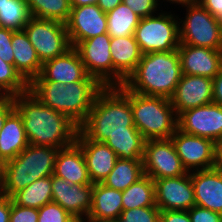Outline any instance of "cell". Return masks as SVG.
<instances>
[{
  "label": "cell",
  "mask_w": 222,
  "mask_h": 222,
  "mask_svg": "<svg viewBox=\"0 0 222 222\" xmlns=\"http://www.w3.org/2000/svg\"><path fill=\"white\" fill-rule=\"evenodd\" d=\"M29 144L64 148L76 141L79 127L67 116L42 104L29 91L13 97Z\"/></svg>",
  "instance_id": "1"
},
{
  "label": "cell",
  "mask_w": 222,
  "mask_h": 222,
  "mask_svg": "<svg viewBox=\"0 0 222 222\" xmlns=\"http://www.w3.org/2000/svg\"><path fill=\"white\" fill-rule=\"evenodd\" d=\"M79 130L97 142H105L112 134L140 133L133 122L131 91L124 85L104 86Z\"/></svg>",
  "instance_id": "2"
},
{
  "label": "cell",
  "mask_w": 222,
  "mask_h": 222,
  "mask_svg": "<svg viewBox=\"0 0 222 222\" xmlns=\"http://www.w3.org/2000/svg\"><path fill=\"white\" fill-rule=\"evenodd\" d=\"M104 86L93 76L86 81L62 84L54 81H31L29 92L42 104L61 112L80 127L98 92Z\"/></svg>",
  "instance_id": "3"
},
{
  "label": "cell",
  "mask_w": 222,
  "mask_h": 222,
  "mask_svg": "<svg viewBox=\"0 0 222 222\" xmlns=\"http://www.w3.org/2000/svg\"><path fill=\"white\" fill-rule=\"evenodd\" d=\"M182 75L178 50L152 52L142 55L123 85L141 95L171 99Z\"/></svg>",
  "instance_id": "4"
},
{
  "label": "cell",
  "mask_w": 222,
  "mask_h": 222,
  "mask_svg": "<svg viewBox=\"0 0 222 222\" xmlns=\"http://www.w3.org/2000/svg\"><path fill=\"white\" fill-rule=\"evenodd\" d=\"M59 148L29 144L2 165L0 194L12 197L34 181L51 176Z\"/></svg>",
  "instance_id": "5"
},
{
  "label": "cell",
  "mask_w": 222,
  "mask_h": 222,
  "mask_svg": "<svg viewBox=\"0 0 222 222\" xmlns=\"http://www.w3.org/2000/svg\"><path fill=\"white\" fill-rule=\"evenodd\" d=\"M133 122L145 140L170 139L178 129V116L171 100L131 91Z\"/></svg>",
  "instance_id": "6"
},
{
  "label": "cell",
  "mask_w": 222,
  "mask_h": 222,
  "mask_svg": "<svg viewBox=\"0 0 222 222\" xmlns=\"http://www.w3.org/2000/svg\"><path fill=\"white\" fill-rule=\"evenodd\" d=\"M178 18L165 11L141 18L134 37L142 54L177 50L180 44Z\"/></svg>",
  "instance_id": "7"
},
{
  "label": "cell",
  "mask_w": 222,
  "mask_h": 222,
  "mask_svg": "<svg viewBox=\"0 0 222 222\" xmlns=\"http://www.w3.org/2000/svg\"><path fill=\"white\" fill-rule=\"evenodd\" d=\"M185 8V19L179 18L180 43L222 50V33L217 17L199 2L185 6Z\"/></svg>",
  "instance_id": "8"
},
{
  "label": "cell",
  "mask_w": 222,
  "mask_h": 222,
  "mask_svg": "<svg viewBox=\"0 0 222 222\" xmlns=\"http://www.w3.org/2000/svg\"><path fill=\"white\" fill-rule=\"evenodd\" d=\"M23 30L42 64L72 48L63 22L30 17Z\"/></svg>",
  "instance_id": "9"
},
{
  "label": "cell",
  "mask_w": 222,
  "mask_h": 222,
  "mask_svg": "<svg viewBox=\"0 0 222 222\" xmlns=\"http://www.w3.org/2000/svg\"><path fill=\"white\" fill-rule=\"evenodd\" d=\"M143 170L152 179L178 177L188 173L171 139L145 141Z\"/></svg>",
  "instance_id": "10"
},
{
  "label": "cell",
  "mask_w": 222,
  "mask_h": 222,
  "mask_svg": "<svg viewBox=\"0 0 222 222\" xmlns=\"http://www.w3.org/2000/svg\"><path fill=\"white\" fill-rule=\"evenodd\" d=\"M111 37L108 33L79 42L78 51L87 73L103 86H113V62L110 54Z\"/></svg>",
  "instance_id": "11"
},
{
  "label": "cell",
  "mask_w": 222,
  "mask_h": 222,
  "mask_svg": "<svg viewBox=\"0 0 222 222\" xmlns=\"http://www.w3.org/2000/svg\"><path fill=\"white\" fill-rule=\"evenodd\" d=\"M178 129L217 142L222 138V106L212 102L182 112L178 116Z\"/></svg>",
  "instance_id": "12"
},
{
  "label": "cell",
  "mask_w": 222,
  "mask_h": 222,
  "mask_svg": "<svg viewBox=\"0 0 222 222\" xmlns=\"http://www.w3.org/2000/svg\"><path fill=\"white\" fill-rule=\"evenodd\" d=\"M188 172L214 167L215 143L204 137L190 135L177 129L170 138Z\"/></svg>",
  "instance_id": "13"
},
{
  "label": "cell",
  "mask_w": 222,
  "mask_h": 222,
  "mask_svg": "<svg viewBox=\"0 0 222 222\" xmlns=\"http://www.w3.org/2000/svg\"><path fill=\"white\" fill-rule=\"evenodd\" d=\"M153 180L155 182V205L160 211H188L195 205L190 172L178 177Z\"/></svg>",
  "instance_id": "14"
},
{
  "label": "cell",
  "mask_w": 222,
  "mask_h": 222,
  "mask_svg": "<svg viewBox=\"0 0 222 222\" xmlns=\"http://www.w3.org/2000/svg\"><path fill=\"white\" fill-rule=\"evenodd\" d=\"M51 189L52 202L59 204L78 222L86 221L92 206L93 184H70L52 174Z\"/></svg>",
  "instance_id": "15"
},
{
  "label": "cell",
  "mask_w": 222,
  "mask_h": 222,
  "mask_svg": "<svg viewBox=\"0 0 222 222\" xmlns=\"http://www.w3.org/2000/svg\"><path fill=\"white\" fill-rule=\"evenodd\" d=\"M65 24L72 47L83 40L107 33L106 13L95 4L72 7Z\"/></svg>",
  "instance_id": "16"
},
{
  "label": "cell",
  "mask_w": 222,
  "mask_h": 222,
  "mask_svg": "<svg viewBox=\"0 0 222 222\" xmlns=\"http://www.w3.org/2000/svg\"><path fill=\"white\" fill-rule=\"evenodd\" d=\"M177 116L182 112L213 102V81L209 77L183 74L171 97Z\"/></svg>",
  "instance_id": "17"
},
{
  "label": "cell",
  "mask_w": 222,
  "mask_h": 222,
  "mask_svg": "<svg viewBox=\"0 0 222 222\" xmlns=\"http://www.w3.org/2000/svg\"><path fill=\"white\" fill-rule=\"evenodd\" d=\"M182 74L213 79L222 69V50L179 44Z\"/></svg>",
  "instance_id": "18"
},
{
  "label": "cell",
  "mask_w": 222,
  "mask_h": 222,
  "mask_svg": "<svg viewBox=\"0 0 222 222\" xmlns=\"http://www.w3.org/2000/svg\"><path fill=\"white\" fill-rule=\"evenodd\" d=\"M89 77L78 51L72 47L63 55L43 63L39 76L32 81H54L68 84L86 81Z\"/></svg>",
  "instance_id": "19"
},
{
  "label": "cell",
  "mask_w": 222,
  "mask_h": 222,
  "mask_svg": "<svg viewBox=\"0 0 222 222\" xmlns=\"http://www.w3.org/2000/svg\"><path fill=\"white\" fill-rule=\"evenodd\" d=\"M75 142L84 154L92 183H102L119 158L104 142L90 140L80 130H78Z\"/></svg>",
  "instance_id": "20"
},
{
  "label": "cell",
  "mask_w": 222,
  "mask_h": 222,
  "mask_svg": "<svg viewBox=\"0 0 222 222\" xmlns=\"http://www.w3.org/2000/svg\"><path fill=\"white\" fill-rule=\"evenodd\" d=\"M110 54L113 62V86L123 85L143 55L134 35L111 38Z\"/></svg>",
  "instance_id": "21"
},
{
  "label": "cell",
  "mask_w": 222,
  "mask_h": 222,
  "mask_svg": "<svg viewBox=\"0 0 222 222\" xmlns=\"http://www.w3.org/2000/svg\"><path fill=\"white\" fill-rule=\"evenodd\" d=\"M195 205L222 214V171L215 168L190 172Z\"/></svg>",
  "instance_id": "22"
},
{
  "label": "cell",
  "mask_w": 222,
  "mask_h": 222,
  "mask_svg": "<svg viewBox=\"0 0 222 222\" xmlns=\"http://www.w3.org/2000/svg\"><path fill=\"white\" fill-rule=\"evenodd\" d=\"M53 174L70 184H93L87 170L84 154L76 142L59 149Z\"/></svg>",
  "instance_id": "23"
},
{
  "label": "cell",
  "mask_w": 222,
  "mask_h": 222,
  "mask_svg": "<svg viewBox=\"0 0 222 222\" xmlns=\"http://www.w3.org/2000/svg\"><path fill=\"white\" fill-rule=\"evenodd\" d=\"M122 192L93 183L92 206L85 222H103L107 219H118L122 212Z\"/></svg>",
  "instance_id": "24"
},
{
  "label": "cell",
  "mask_w": 222,
  "mask_h": 222,
  "mask_svg": "<svg viewBox=\"0 0 222 222\" xmlns=\"http://www.w3.org/2000/svg\"><path fill=\"white\" fill-rule=\"evenodd\" d=\"M29 141L24 130L21 115L14 109L6 118L0 131V162L14 159L27 146Z\"/></svg>",
  "instance_id": "25"
},
{
  "label": "cell",
  "mask_w": 222,
  "mask_h": 222,
  "mask_svg": "<svg viewBox=\"0 0 222 222\" xmlns=\"http://www.w3.org/2000/svg\"><path fill=\"white\" fill-rule=\"evenodd\" d=\"M11 45L13 48L14 66L21 76L30 83L39 76L42 68V63L36 50L30 43L24 30L13 33Z\"/></svg>",
  "instance_id": "26"
},
{
  "label": "cell",
  "mask_w": 222,
  "mask_h": 222,
  "mask_svg": "<svg viewBox=\"0 0 222 222\" xmlns=\"http://www.w3.org/2000/svg\"><path fill=\"white\" fill-rule=\"evenodd\" d=\"M143 175V160L118 159L102 184L122 192Z\"/></svg>",
  "instance_id": "27"
},
{
  "label": "cell",
  "mask_w": 222,
  "mask_h": 222,
  "mask_svg": "<svg viewBox=\"0 0 222 222\" xmlns=\"http://www.w3.org/2000/svg\"><path fill=\"white\" fill-rule=\"evenodd\" d=\"M155 205V182L148 175H143L136 182L122 191L123 210Z\"/></svg>",
  "instance_id": "28"
},
{
  "label": "cell",
  "mask_w": 222,
  "mask_h": 222,
  "mask_svg": "<svg viewBox=\"0 0 222 222\" xmlns=\"http://www.w3.org/2000/svg\"><path fill=\"white\" fill-rule=\"evenodd\" d=\"M107 33L111 38L134 35L141 17L130 7L120 3L106 13Z\"/></svg>",
  "instance_id": "29"
},
{
  "label": "cell",
  "mask_w": 222,
  "mask_h": 222,
  "mask_svg": "<svg viewBox=\"0 0 222 222\" xmlns=\"http://www.w3.org/2000/svg\"><path fill=\"white\" fill-rule=\"evenodd\" d=\"M11 199L16 205L36 209L52 202L51 176L34 181L26 188L15 193Z\"/></svg>",
  "instance_id": "30"
},
{
  "label": "cell",
  "mask_w": 222,
  "mask_h": 222,
  "mask_svg": "<svg viewBox=\"0 0 222 222\" xmlns=\"http://www.w3.org/2000/svg\"><path fill=\"white\" fill-rule=\"evenodd\" d=\"M145 139L141 133L112 134L104 142L119 159L143 160Z\"/></svg>",
  "instance_id": "31"
},
{
  "label": "cell",
  "mask_w": 222,
  "mask_h": 222,
  "mask_svg": "<svg viewBox=\"0 0 222 222\" xmlns=\"http://www.w3.org/2000/svg\"><path fill=\"white\" fill-rule=\"evenodd\" d=\"M31 17L66 23L72 9L71 0H25Z\"/></svg>",
  "instance_id": "32"
},
{
  "label": "cell",
  "mask_w": 222,
  "mask_h": 222,
  "mask_svg": "<svg viewBox=\"0 0 222 222\" xmlns=\"http://www.w3.org/2000/svg\"><path fill=\"white\" fill-rule=\"evenodd\" d=\"M30 17L25 0H7L0 8V27L20 31Z\"/></svg>",
  "instance_id": "33"
},
{
  "label": "cell",
  "mask_w": 222,
  "mask_h": 222,
  "mask_svg": "<svg viewBox=\"0 0 222 222\" xmlns=\"http://www.w3.org/2000/svg\"><path fill=\"white\" fill-rule=\"evenodd\" d=\"M29 91V83L15 66L0 58V97H14Z\"/></svg>",
  "instance_id": "34"
},
{
  "label": "cell",
  "mask_w": 222,
  "mask_h": 222,
  "mask_svg": "<svg viewBox=\"0 0 222 222\" xmlns=\"http://www.w3.org/2000/svg\"><path fill=\"white\" fill-rule=\"evenodd\" d=\"M160 212L157 206L122 210L119 219L121 222H157Z\"/></svg>",
  "instance_id": "35"
},
{
  "label": "cell",
  "mask_w": 222,
  "mask_h": 222,
  "mask_svg": "<svg viewBox=\"0 0 222 222\" xmlns=\"http://www.w3.org/2000/svg\"><path fill=\"white\" fill-rule=\"evenodd\" d=\"M38 222H78L65 209L50 202L38 209Z\"/></svg>",
  "instance_id": "36"
},
{
  "label": "cell",
  "mask_w": 222,
  "mask_h": 222,
  "mask_svg": "<svg viewBox=\"0 0 222 222\" xmlns=\"http://www.w3.org/2000/svg\"><path fill=\"white\" fill-rule=\"evenodd\" d=\"M123 3L141 18L155 15L154 13L160 9V4L156 0H123Z\"/></svg>",
  "instance_id": "37"
},
{
  "label": "cell",
  "mask_w": 222,
  "mask_h": 222,
  "mask_svg": "<svg viewBox=\"0 0 222 222\" xmlns=\"http://www.w3.org/2000/svg\"><path fill=\"white\" fill-rule=\"evenodd\" d=\"M9 222H38V209L16 205L11 199Z\"/></svg>",
  "instance_id": "38"
},
{
  "label": "cell",
  "mask_w": 222,
  "mask_h": 222,
  "mask_svg": "<svg viewBox=\"0 0 222 222\" xmlns=\"http://www.w3.org/2000/svg\"><path fill=\"white\" fill-rule=\"evenodd\" d=\"M14 32V30L0 27V58L13 66L14 55L11 40Z\"/></svg>",
  "instance_id": "39"
},
{
  "label": "cell",
  "mask_w": 222,
  "mask_h": 222,
  "mask_svg": "<svg viewBox=\"0 0 222 222\" xmlns=\"http://www.w3.org/2000/svg\"><path fill=\"white\" fill-rule=\"evenodd\" d=\"M191 222H222V214L194 205L188 210Z\"/></svg>",
  "instance_id": "40"
},
{
  "label": "cell",
  "mask_w": 222,
  "mask_h": 222,
  "mask_svg": "<svg viewBox=\"0 0 222 222\" xmlns=\"http://www.w3.org/2000/svg\"><path fill=\"white\" fill-rule=\"evenodd\" d=\"M160 219L163 222H191L188 211L180 210L161 211Z\"/></svg>",
  "instance_id": "41"
},
{
  "label": "cell",
  "mask_w": 222,
  "mask_h": 222,
  "mask_svg": "<svg viewBox=\"0 0 222 222\" xmlns=\"http://www.w3.org/2000/svg\"><path fill=\"white\" fill-rule=\"evenodd\" d=\"M15 109L13 97H0V131L7 116Z\"/></svg>",
  "instance_id": "42"
},
{
  "label": "cell",
  "mask_w": 222,
  "mask_h": 222,
  "mask_svg": "<svg viewBox=\"0 0 222 222\" xmlns=\"http://www.w3.org/2000/svg\"><path fill=\"white\" fill-rule=\"evenodd\" d=\"M213 81V102L222 106V69L212 79Z\"/></svg>",
  "instance_id": "43"
},
{
  "label": "cell",
  "mask_w": 222,
  "mask_h": 222,
  "mask_svg": "<svg viewBox=\"0 0 222 222\" xmlns=\"http://www.w3.org/2000/svg\"><path fill=\"white\" fill-rule=\"evenodd\" d=\"M11 198L0 194V222H9Z\"/></svg>",
  "instance_id": "44"
},
{
  "label": "cell",
  "mask_w": 222,
  "mask_h": 222,
  "mask_svg": "<svg viewBox=\"0 0 222 222\" xmlns=\"http://www.w3.org/2000/svg\"><path fill=\"white\" fill-rule=\"evenodd\" d=\"M198 2L216 17L222 13V0H198Z\"/></svg>",
  "instance_id": "45"
},
{
  "label": "cell",
  "mask_w": 222,
  "mask_h": 222,
  "mask_svg": "<svg viewBox=\"0 0 222 222\" xmlns=\"http://www.w3.org/2000/svg\"><path fill=\"white\" fill-rule=\"evenodd\" d=\"M216 170L222 171V138L215 142L214 167Z\"/></svg>",
  "instance_id": "46"
},
{
  "label": "cell",
  "mask_w": 222,
  "mask_h": 222,
  "mask_svg": "<svg viewBox=\"0 0 222 222\" xmlns=\"http://www.w3.org/2000/svg\"><path fill=\"white\" fill-rule=\"evenodd\" d=\"M120 3H123V0H98L97 5L103 12L107 13L108 11L113 10Z\"/></svg>",
  "instance_id": "47"
},
{
  "label": "cell",
  "mask_w": 222,
  "mask_h": 222,
  "mask_svg": "<svg viewBox=\"0 0 222 222\" xmlns=\"http://www.w3.org/2000/svg\"><path fill=\"white\" fill-rule=\"evenodd\" d=\"M97 3H98V0H71L72 7H79V6H85V5H91V4L97 5Z\"/></svg>",
  "instance_id": "48"
},
{
  "label": "cell",
  "mask_w": 222,
  "mask_h": 222,
  "mask_svg": "<svg viewBox=\"0 0 222 222\" xmlns=\"http://www.w3.org/2000/svg\"><path fill=\"white\" fill-rule=\"evenodd\" d=\"M156 1H157V3L160 2L159 0H156ZM163 1H167L170 4L171 3L178 4V5H181L182 7L183 6L185 7V6H188V5L198 2V0H163Z\"/></svg>",
  "instance_id": "49"
},
{
  "label": "cell",
  "mask_w": 222,
  "mask_h": 222,
  "mask_svg": "<svg viewBox=\"0 0 222 222\" xmlns=\"http://www.w3.org/2000/svg\"><path fill=\"white\" fill-rule=\"evenodd\" d=\"M217 20H218V23H219V26H220V30H221V33H222V13H220L217 16Z\"/></svg>",
  "instance_id": "50"
},
{
  "label": "cell",
  "mask_w": 222,
  "mask_h": 222,
  "mask_svg": "<svg viewBox=\"0 0 222 222\" xmlns=\"http://www.w3.org/2000/svg\"><path fill=\"white\" fill-rule=\"evenodd\" d=\"M2 163L0 162V188H1V185H2Z\"/></svg>",
  "instance_id": "51"
},
{
  "label": "cell",
  "mask_w": 222,
  "mask_h": 222,
  "mask_svg": "<svg viewBox=\"0 0 222 222\" xmlns=\"http://www.w3.org/2000/svg\"><path fill=\"white\" fill-rule=\"evenodd\" d=\"M103 222H121L120 219H107V220H104Z\"/></svg>",
  "instance_id": "52"
},
{
  "label": "cell",
  "mask_w": 222,
  "mask_h": 222,
  "mask_svg": "<svg viewBox=\"0 0 222 222\" xmlns=\"http://www.w3.org/2000/svg\"><path fill=\"white\" fill-rule=\"evenodd\" d=\"M5 3H7V0H0V8H1Z\"/></svg>",
  "instance_id": "53"
}]
</instances>
